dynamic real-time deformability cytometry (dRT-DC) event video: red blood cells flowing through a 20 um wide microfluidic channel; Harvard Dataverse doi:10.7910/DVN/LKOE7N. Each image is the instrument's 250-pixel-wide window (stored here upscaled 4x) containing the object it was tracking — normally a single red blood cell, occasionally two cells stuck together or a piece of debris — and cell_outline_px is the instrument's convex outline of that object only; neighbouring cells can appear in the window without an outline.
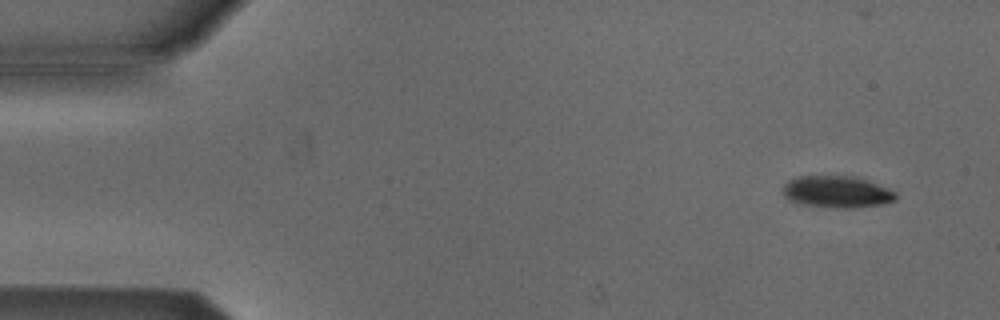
{"species": "Egyptian fruit bat (a non-hibernating species)", "species_latin": "Rousettus aegyptiacus", "temperature_condition": "cold", "stored_images_in_passage": 4, "camera_frame_rate_fps": 3000, "um_per_image_px": 0.085, "animal": {"sex": "male"}, "frame": {"image": 1, "passage_image": 1, "time_ms": 0.0, "image_size_px": [1000, 320], "cell_outline_px": [[896, 200], [884, 204], [852, 208], [836, 208], [804, 204], [792, 200], [784, 196], [784, 184], [788, 180], [800, 176], [856, 176], [868, 180], [888, 188], [896, 192]], "centroid_in_image_um": [71.19, 16.3], "position_along_channel_um": 13.8, "area_um2": 20.87}}
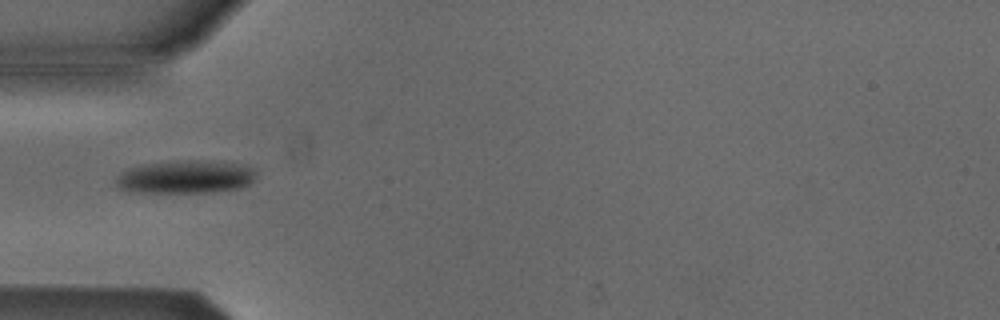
{"frame": {"image": 2, "passage_image": 4, "time_ms": 4.333, "image_size_px": [1000, 320], "cell_outline_px": [[256, 176], [248, 184], [240, 188], [216, 192], [132, 192], [120, 188], [116, 184], [116, 176], [120, 172], [128, 168], [148, 164], [176, 160], [196, 160], [240, 164], [256, 168]], "centroid_in_image_um": [15.78, 15.04], "position_along_channel_um": 69.2, "area_um2": 27.05}}